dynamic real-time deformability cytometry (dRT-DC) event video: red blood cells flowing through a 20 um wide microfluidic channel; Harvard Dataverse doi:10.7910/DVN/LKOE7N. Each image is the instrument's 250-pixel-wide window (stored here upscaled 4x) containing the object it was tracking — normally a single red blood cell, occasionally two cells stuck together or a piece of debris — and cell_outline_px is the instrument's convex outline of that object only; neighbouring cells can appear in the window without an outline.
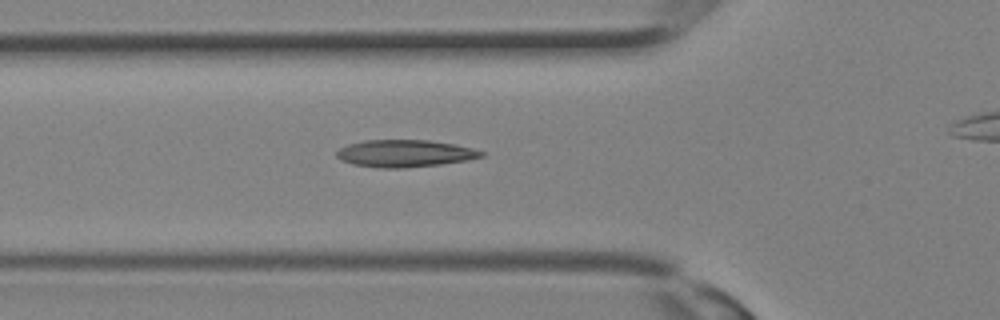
{"species": "Egyptian fruit bat (a non-hibernating species)", "species_latin": "Rousettus aegyptiacus", "temperature_condition": "room temperature", "stored_images_in_passage": 20, "camera_frame_rate_fps": 3000, "um_per_image_px": 0.085, "animal": {"sex": "female"}, "frame": {"image": 1, "passage_image": 3, "time_ms": 0.667, "image_size_px": [1000, 320], "cell_outline_px": [[484, 156], [468, 160], [440, 164], [404, 168], [380, 168], [352, 164], [340, 160], [336, 156], [336, 152], [340, 148], [348, 144], [364, 140], [428, 140], [452, 144], [472, 148], [484, 152]], "centroid_in_image_um": [34.38, 13.04], "position_along_channel_um": 91.4, "area_um2": 22.89}}
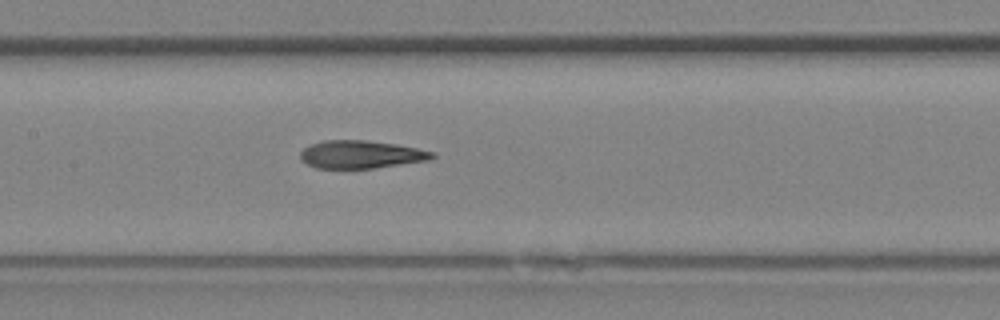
{"frame": {"image": 2, "passage_image": 7, "time_ms": 2.0, "image_size_px": [1000, 320], "cell_outline_px": [[436, 156], [432, 160], [376, 168], [316, 168], [300, 160], [300, 152], [304, 148], [312, 144], [324, 140], [368, 140], [396, 144], [436, 152]], "centroid_in_image_um": [30.73, 13.13], "position_along_channel_um": 176.7, "area_um2": 21.62}}
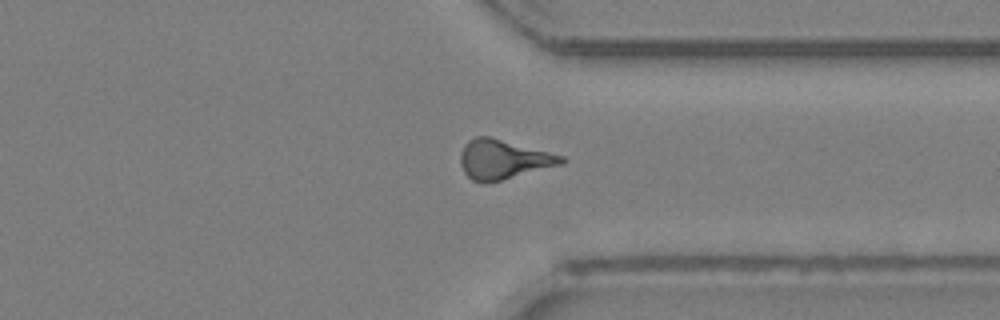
{"frame": {"image": 3, "passage_image": 16, "time_ms": 5.0, "image_size_px": [1000, 320], "cell_outline_px": [[568, 160], [564, 164], [500, 180], [472, 180], [464, 172], [460, 164], [460, 152], [464, 144], [468, 140], [476, 136], [488, 136], [564, 156]], "centroid_in_image_um": [42.79, 13.52], "position_along_channel_um": 368.6, "area_um2": 22.77}}